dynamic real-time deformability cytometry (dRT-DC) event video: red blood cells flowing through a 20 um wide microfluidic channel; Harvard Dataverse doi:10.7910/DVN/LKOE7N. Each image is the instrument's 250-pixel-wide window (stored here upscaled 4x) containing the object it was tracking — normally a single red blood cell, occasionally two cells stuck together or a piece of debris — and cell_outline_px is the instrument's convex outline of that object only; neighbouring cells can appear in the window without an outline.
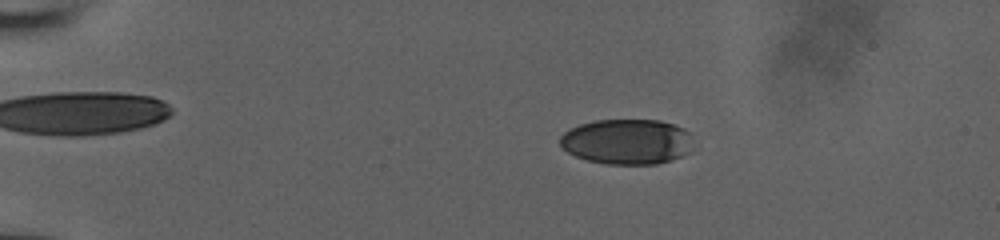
{"species": "human", "species_latin": "Homo sapiens", "temperature_condition": "room temperature", "stored_images_in_passage": 46, "camera_frame_rate_fps": 3000, "um_per_image_px": 0.085, "donor": {"sex": "male"}, "frame": {"image": 1, "passage_image": 4, "time_ms": 1.0, "image_size_px": [1000, 240], "cell_outline_px": [[692, 152], [672, 160], [656, 164], [604, 164], [588, 160], [576, 156], [568, 152], [560, 144], [560, 136], [568, 128], [580, 124], [596, 120], [660, 120], [684, 128], [692, 132]], "centroid_in_image_um": [53.34, 12.04], "position_along_channel_um": 31.7, "area_um2": 35.6}}
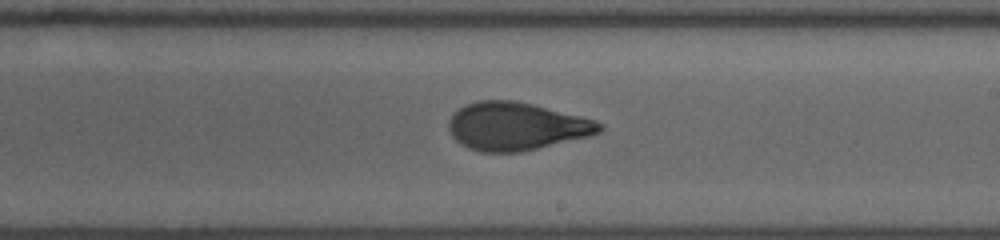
{"frame": {"image": 2, "passage_image": 26, "time_ms": 8.333, "image_size_px": [1000, 240], "cell_outline_px": [[604, 128], [600, 132], [592, 136], [520, 152], [480, 152], [468, 148], [460, 144], [452, 136], [448, 128], [448, 120], [460, 108], [476, 100], [512, 100], [532, 104], [596, 120], [604, 124]], "centroid_in_image_um": [43.9, 10.74], "position_along_channel_um": 245.1, "area_um2": 42.19}}
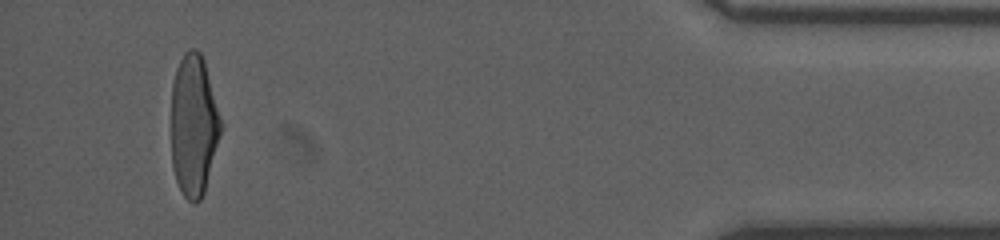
{"frame": {"image": 3, "passage_image": 43, "time_ms": 14.0, "image_size_px": [1000, 240], "cell_outline_px": [[220, 132], [204, 192], [200, 200], [196, 204], [192, 204], [184, 196], [176, 180], [172, 168], [172, 84], [176, 68], [184, 52], [188, 48], [196, 48], [200, 52], [204, 60], [220, 116]], "centroid_in_image_um": [16.44, 10.63], "position_along_channel_um": 418.8, "area_um2": 40.46}}